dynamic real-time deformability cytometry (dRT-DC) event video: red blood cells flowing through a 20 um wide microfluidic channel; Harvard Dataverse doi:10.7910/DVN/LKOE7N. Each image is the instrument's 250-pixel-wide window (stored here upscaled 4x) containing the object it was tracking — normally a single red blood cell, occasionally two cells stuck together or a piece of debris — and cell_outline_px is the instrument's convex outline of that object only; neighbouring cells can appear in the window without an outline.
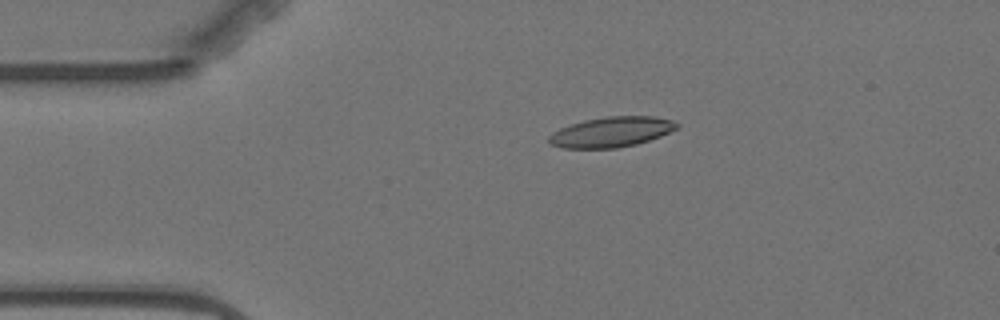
{"species": "Egyptian fruit bat (a non-hibernating species)", "species_latin": "Rousettus aegyptiacus", "temperature_condition": "warm", "stored_images_in_passage": 7, "camera_frame_rate_fps": 3000, "um_per_image_px": 0.085, "animal": {"sex": "female"}, "frame": {"image": 1, "passage_image": 4, "time_ms": 3.333, "image_size_px": [1000, 320], "cell_outline_px": [[680, 124], [676, 128], [660, 136], [636, 144], [616, 148], [564, 148], [552, 144], [548, 140], [548, 136], [552, 132], [560, 128], [584, 120], [604, 116], [652, 116], [672, 120]], "centroid_in_image_um": [51.95, 11.21], "position_along_channel_um": 33.1, "area_um2": 22.37}}
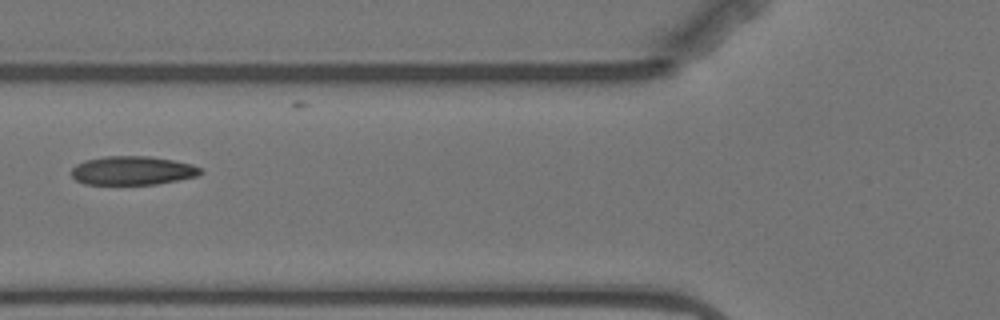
{"frame": {"image": 2, "passage_image": 6, "time_ms": 6.667, "image_size_px": [1000, 320], "cell_outline_px": [[204, 172], [196, 176], [156, 184], [84, 184], [76, 180], [72, 176], [72, 168], [76, 164], [84, 160], [104, 156], [152, 156], [192, 164], [200, 168]], "centroid_in_image_um": [11.24, 14.49], "position_along_channel_um": 114.6, "area_um2": 21.62}}